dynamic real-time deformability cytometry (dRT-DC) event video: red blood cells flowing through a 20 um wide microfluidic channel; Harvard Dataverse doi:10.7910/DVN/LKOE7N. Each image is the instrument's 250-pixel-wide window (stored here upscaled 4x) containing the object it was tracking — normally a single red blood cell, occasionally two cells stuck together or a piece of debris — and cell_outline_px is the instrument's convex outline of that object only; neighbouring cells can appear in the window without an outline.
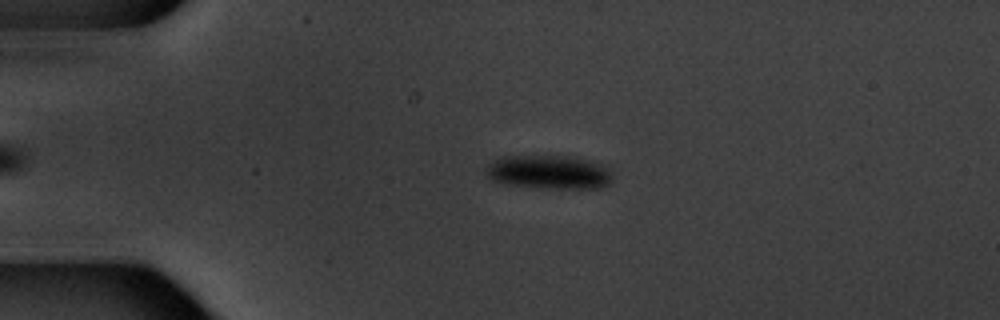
{"species": "common noctule bat (a hibernating species)", "species_latin": "Nyctalus noctula", "temperature_condition": "warm", "stored_images_in_passage": 3, "camera_frame_rate_fps": 3000, "um_per_image_px": 0.085, "animal": {"sex": "male", "body_mass_g": 20.1, "forearm_length_mm": 53.5}, "frame": {"image": 1, "passage_image": 2, "time_ms": 1.0, "image_size_px": [1000, 320], "cell_outline_px": [[612, 184], [604, 188], [540, 188], [504, 184], [492, 180], [484, 172], [484, 168], [492, 160], [500, 156], [572, 156], [596, 160], [608, 164], [612, 168]], "centroid_in_image_um": [46.75, 14.62], "position_along_channel_um": 38.3, "area_um2": 26.01}}